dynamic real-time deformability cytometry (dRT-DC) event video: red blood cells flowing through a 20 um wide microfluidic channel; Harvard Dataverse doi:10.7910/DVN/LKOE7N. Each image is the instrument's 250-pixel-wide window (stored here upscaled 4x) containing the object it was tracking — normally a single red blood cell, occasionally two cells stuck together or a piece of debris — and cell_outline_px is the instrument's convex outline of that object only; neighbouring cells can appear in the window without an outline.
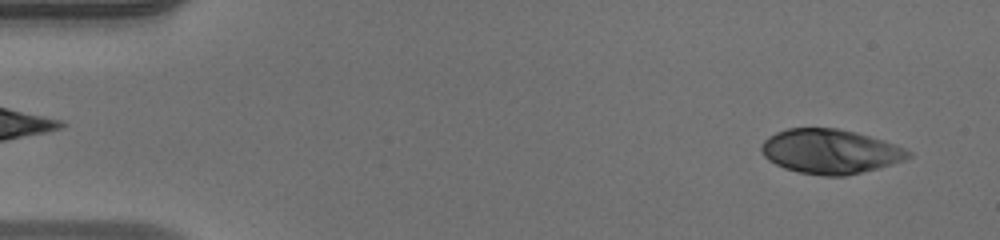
{"species": "human", "species_latin": "Homo sapiens", "temperature_condition": "warm", "stored_images_in_passage": 49, "camera_frame_rate_fps": 3000, "um_per_image_px": 0.085, "donor": {"sex": "male"}, "frame": {"image": 1, "passage_image": 2, "time_ms": 0.333, "image_size_px": [1000, 240], "cell_outline_px": [[912, 156], [904, 160], [892, 164], [844, 176], [824, 176], [800, 172], [784, 168], [768, 160], [760, 152], [760, 144], [768, 136], [776, 132], [788, 128], [836, 128], [856, 132], [884, 140], [904, 148], [912, 152]], "centroid_in_image_um": [70.54, 12.86], "position_along_channel_um": 14.5, "area_um2": 38.09}}
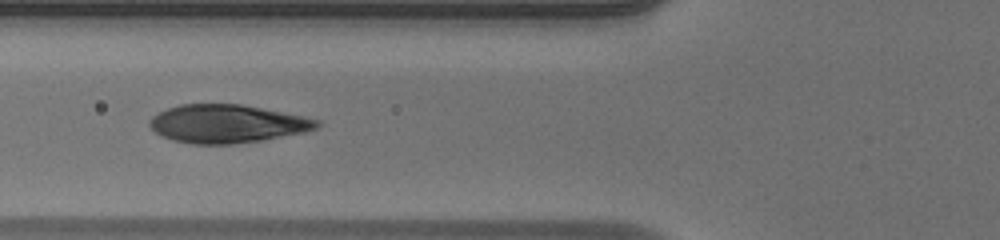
{"frame": {"image": 2, "passage_image": 18, "time_ms": 5.667, "image_size_px": [1000, 240], "cell_outline_px": [[320, 124], [316, 128], [304, 132], [260, 140], [232, 144], [192, 144], [172, 140], [156, 132], [148, 124], [148, 120], [152, 116], [168, 108], [180, 104], [240, 104], [320, 120]], "centroid_in_image_um": [19.25, 10.52], "position_along_channel_um": 106.5, "area_um2": 36.76}}
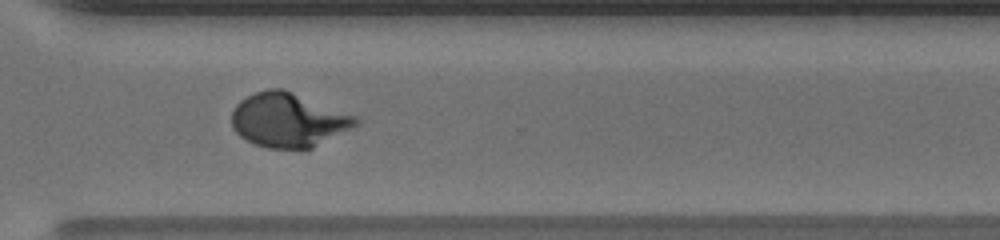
{"frame": {"image": 3, "passage_image": 36, "time_ms": 11.667, "image_size_px": [1000, 240], "cell_outline_px": [[360, 124], [312, 148], [268, 148], [256, 144], [240, 136], [232, 128], [232, 112], [236, 104], [240, 100], [256, 92], [268, 88], [284, 88], [356, 116], [360, 120]], "centroid_in_image_um": [24.51, 10.19], "position_along_channel_um": 346.1, "area_um2": 39.07}, "authors_computed_cell_mechanics": {"area_um2": 37.9746, "velocity_mm_per_s": 3.9939, "shape_relaxation_time_tau1_ms": 4.3892, "shape_relaxation_time_tau2_ms": null, "deformation_change_tau1": 0.242, "deformation_change_tau2": null}}